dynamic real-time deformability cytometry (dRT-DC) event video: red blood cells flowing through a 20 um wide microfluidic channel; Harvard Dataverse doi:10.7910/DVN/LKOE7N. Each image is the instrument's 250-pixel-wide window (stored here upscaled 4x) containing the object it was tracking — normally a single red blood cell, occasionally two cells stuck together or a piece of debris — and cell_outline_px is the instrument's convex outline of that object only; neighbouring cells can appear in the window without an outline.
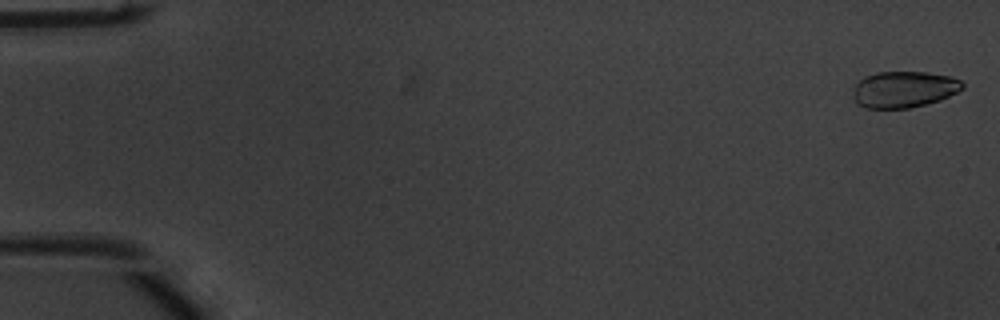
{"species": "common noctule bat (a hibernating species)", "species_latin": "Nyctalus noctula", "temperature_condition": "warm", "stored_images_in_passage": 52, "camera_frame_rate_fps": 3000, "um_per_image_px": 0.085, "animal": {"sex": "male", "body_mass_g": 20.1, "forearm_length_mm": 53.5}, "frame": {"image": 1, "passage_image": 1, "time_ms": 0.0, "image_size_px": [1000, 320], "cell_outline_px": [[964, 88], [940, 100], [908, 108], [864, 108], [856, 104], [852, 96], [856, 84], [864, 76], [876, 72], [928, 72], [952, 76], [960, 80], [964, 84]], "centroid_in_image_um": [76.82, 7.59], "position_along_channel_um": 8.2, "area_um2": 23.29}}
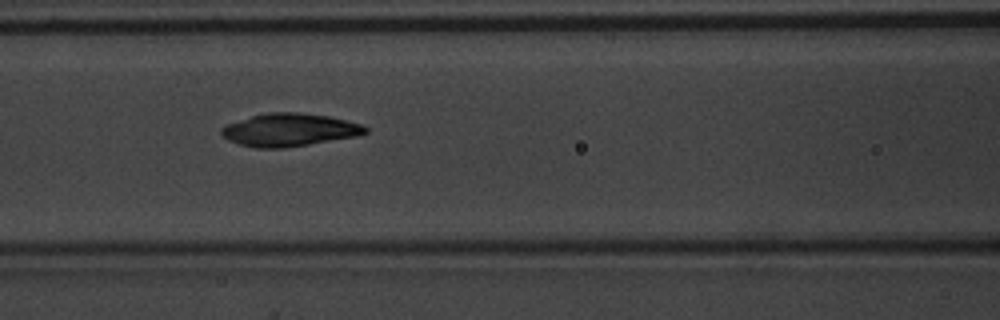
{"frame": {"image": 2, "passage_image": 23, "time_ms": 7.333, "image_size_px": [1000, 320], "cell_outline_px": [[368, 132], [360, 136], [284, 148], [256, 148], [240, 144], [228, 140], [220, 136], [220, 128], [228, 124], [252, 116], [268, 112], [300, 112], [328, 116], [360, 124], [368, 128]], "centroid_in_image_um": [24.59, 11.05], "position_along_channel_um": 142.0, "area_um2": 27.57}}
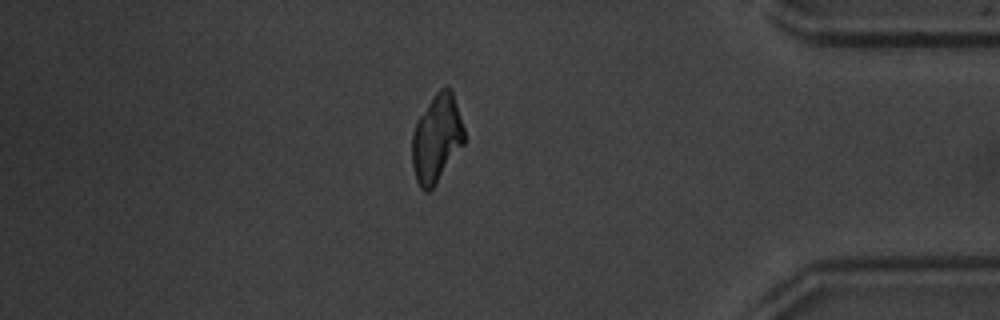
{"frame": {"image": 3, "passage_image": 45, "time_ms": 14.667, "image_size_px": [1000, 320], "cell_outline_px": [[464, 144], [436, 184], [428, 192], [424, 192], [420, 188], [416, 180], [412, 164], [412, 132], [416, 120], [436, 92], [440, 88], [448, 88], [452, 92], [464, 128]], "centroid_in_image_um": [37.09, 11.81], "position_along_channel_um": 398.1, "area_um2": 26.59}, "authors_computed_cell_mechanics": {"area_um2": 26.4435, "velocity_mm_per_s": 3.9022, "shape_relaxation_time_tau1_ms": 4.1917, "shape_relaxation_time_tau2_ms": 4.6485, "deformation_change_tau1": 0.0901, "deformation_change_tau2": 0.0553}}